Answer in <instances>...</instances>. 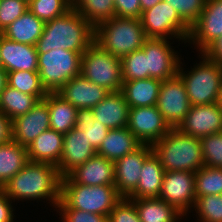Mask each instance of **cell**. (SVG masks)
Wrapping results in <instances>:
<instances>
[{"mask_svg": "<svg viewBox=\"0 0 222 222\" xmlns=\"http://www.w3.org/2000/svg\"><path fill=\"white\" fill-rule=\"evenodd\" d=\"M28 162L26 147L13 140L0 144V189Z\"/></svg>", "mask_w": 222, "mask_h": 222, "instance_id": "obj_30", "label": "cell"}, {"mask_svg": "<svg viewBox=\"0 0 222 222\" xmlns=\"http://www.w3.org/2000/svg\"><path fill=\"white\" fill-rule=\"evenodd\" d=\"M97 151L90 145L85 131L75 127L64 135L63 151L57 169L62 177L92 158Z\"/></svg>", "mask_w": 222, "mask_h": 222, "instance_id": "obj_18", "label": "cell"}, {"mask_svg": "<svg viewBox=\"0 0 222 222\" xmlns=\"http://www.w3.org/2000/svg\"><path fill=\"white\" fill-rule=\"evenodd\" d=\"M176 10L180 18L191 28L198 20L206 0H164Z\"/></svg>", "mask_w": 222, "mask_h": 222, "instance_id": "obj_40", "label": "cell"}, {"mask_svg": "<svg viewBox=\"0 0 222 222\" xmlns=\"http://www.w3.org/2000/svg\"><path fill=\"white\" fill-rule=\"evenodd\" d=\"M23 1H25L27 4H29L33 0H23Z\"/></svg>", "mask_w": 222, "mask_h": 222, "instance_id": "obj_51", "label": "cell"}, {"mask_svg": "<svg viewBox=\"0 0 222 222\" xmlns=\"http://www.w3.org/2000/svg\"><path fill=\"white\" fill-rule=\"evenodd\" d=\"M115 16L138 18L141 17V5L139 0H114Z\"/></svg>", "mask_w": 222, "mask_h": 222, "instance_id": "obj_44", "label": "cell"}, {"mask_svg": "<svg viewBox=\"0 0 222 222\" xmlns=\"http://www.w3.org/2000/svg\"><path fill=\"white\" fill-rule=\"evenodd\" d=\"M75 108H94L110 92L87 80L82 74L70 79L57 92Z\"/></svg>", "mask_w": 222, "mask_h": 222, "instance_id": "obj_19", "label": "cell"}, {"mask_svg": "<svg viewBox=\"0 0 222 222\" xmlns=\"http://www.w3.org/2000/svg\"><path fill=\"white\" fill-rule=\"evenodd\" d=\"M177 128L197 138L222 132V108L218 102L190 106L189 112Z\"/></svg>", "mask_w": 222, "mask_h": 222, "instance_id": "obj_15", "label": "cell"}, {"mask_svg": "<svg viewBox=\"0 0 222 222\" xmlns=\"http://www.w3.org/2000/svg\"><path fill=\"white\" fill-rule=\"evenodd\" d=\"M95 28L75 9L45 22L43 33L36 43L38 53L64 49L84 53L93 43Z\"/></svg>", "mask_w": 222, "mask_h": 222, "instance_id": "obj_2", "label": "cell"}, {"mask_svg": "<svg viewBox=\"0 0 222 222\" xmlns=\"http://www.w3.org/2000/svg\"><path fill=\"white\" fill-rule=\"evenodd\" d=\"M203 53L209 59L222 66V36L212 43Z\"/></svg>", "mask_w": 222, "mask_h": 222, "instance_id": "obj_47", "label": "cell"}, {"mask_svg": "<svg viewBox=\"0 0 222 222\" xmlns=\"http://www.w3.org/2000/svg\"><path fill=\"white\" fill-rule=\"evenodd\" d=\"M194 210L196 222H222V194L196 197Z\"/></svg>", "mask_w": 222, "mask_h": 222, "instance_id": "obj_36", "label": "cell"}, {"mask_svg": "<svg viewBox=\"0 0 222 222\" xmlns=\"http://www.w3.org/2000/svg\"><path fill=\"white\" fill-rule=\"evenodd\" d=\"M57 213L61 222H108V216L78 209H56Z\"/></svg>", "mask_w": 222, "mask_h": 222, "instance_id": "obj_43", "label": "cell"}, {"mask_svg": "<svg viewBox=\"0 0 222 222\" xmlns=\"http://www.w3.org/2000/svg\"><path fill=\"white\" fill-rule=\"evenodd\" d=\"M49 129L48 104L42 99L26 114L12 120V140L27 148L39 134Z\"/></svg>", "mask_w": 222, "mask_h": 222, "instance_id": "obj_17", "label": "cell"}, {"mask_svg": "<svg viewBox=\"0 0 222 222\" xmlns=\"http://www.w3.org/2000/svg\"><path fill=\"white\" fill-rule=\"evenodd\" d=\"M120 60L123 82L147 79V55L142 49L135 50Z\"/></svg>", "mask_w": 222, "mask_h": 222, "instance_id": "obj_37", "label": "cell"}, {"mask_svg": "<svg viewBox=\"0 0 222 222\" xmlns=\"http://www.w3.org/2000/svg\"><path fill=\"white\" fill-rule=\"evenodd\" d=\"M61 181L62 176L57 166L29 161L1 189L14 204L17 200L19 203V200L38 202L43 199L49 201L47 204L53 206L55 211L61 200Z\"/></svg>", "mask_w": 222, "mask_h": 222, "instance_id": "obj_1", "label": "cell"}, {"mask_svg": "<svg viewBox=\"0 0 222 222\" xmlns=\"http://www.w3.org/2000/svg\"><path fill=\"white\" fill-rule=\"evenodd\" d=\"M127 127L142 144L149 145H153L171 130L156 105L129 108Z\"/></svg>", "mask_w": 222, "mask_h": 222, "instance_id": "obj_13", "label": "cell"}, {"mask_svg": "<svg viewBox=\"0 0 222 222\" xmlns=\"http://www.w3.org/2000/svg\"><path fill=\"white\" fill-rule=\"evenodd\" d=\"M141 5V12L146 11L152 7H154L161 0H139Z\"/></svg>", "mask_w": 222, "mask_h": 222, "instance_id": "obj_48", "label": "cell"}, {"mask_svg": "<svg viewBox=\"0 0 222 222\" xmlns=\"http://www.w3.org/2000/svg\"><path fill=\"white\" fill-rule=\"evenodd\" d=\"M82 54L64 49L38 53V73L47 92H57L70 79L81 74Z\"/></svg>", "mask_w": 222, "mask_h": 222, "instance_id": "obj_7", "label": "cell"}, {"mask_svg": "<svg viewBox=\"0 0 222 222\" xmlns=\"http://www.w3.org/2000/svg\"><path fill=\"white\" fill-rule=\"evenodd\" d=\"M81 74L109 92L121 91V60L93 43L81 56Z\"/></svg>", "mask_w": 222, "mask_h": 222, "instance_id": "obj_8", "label": "cell"}, {"mask_svg": "<svg viewBox=\"0 0 222 222\" xmlns=\"http://www.w3.org/2000/svg\"><path fill=\"white\" fill-rule=\"evenodd\" d=\"M165 170L154 152L144 161L136 189L128 199L158 198Z\"/></svg>", "mask_w": 222, "mask_h": 222, "instance_id": "obj_24", "label": "cell"}, {"mask_svg": "<svg viewBox=\"0 0 222 222\" xmlns=\"http://www.w3.org/2000/svg\"><path fill=\"white\" fill-rule=\"evenodd\" d=\"M186 88L181 78L162 81L156 107L171 128H177L190 109Z\"/></svg>", "mask_w": 222, "mask_h": 222, "instance_id": "obj_12", "label": "cell"}, {"mask_svg": "<svg viewBox=\"0 0 222 222\" xmlns=\"http://www.w3.org/2000/svg\"><path fill=\"white\" fill-rule=\"evenodd\" d=\"M45 22L27 10L8 26L2 35L9 40L35 46L43 33Z\"/></svg>", "mask_w": 222, "mask_h": 222, "instance_id": "obj_28", "label": "cell"}, {"mask_svg": "<svg viewBox=\"0 0 222 222\" xmlns=\"http://www.w3.org/2000/svg\"><path fill=\"white\" fill-rule=\"evenodd\" d=\"M201 59L185 70L184 58L180 60L177 75L183 81L191 106L208 105L218 102L222 84V66L199 53ZM183 60V63H182Z\"/></svg>", "mask_w": 222, "mask_h": 222, "instance_id": "obj_6", "label": "cell"}, {"mask_svg": "<svg viewBox=\"0 0 222 222\" xmlns=\"http://www.w3.org/2000/svg\"><path fill=\"white\" fill-rule=\"evenodd\" d=\"M72 8L94 28L115 17L114 0H72Z\"/></svg>", "mask_w": 222, "mask_h": 222, "instance_id": "obj_32", "label": "cell"}, {"mask_svg": "<svg viewBox=\"0 0 222 222\" xmlns=\"http://www.w3.org/2000/svg\"><path fill=\"white\" fill-rule=\"evenodd\" d=\"M44 100L48 104L50 129L65 135L75 127L77 108L56 92H48Z\"/></svg>", "mask_w": 222, "mask_h": 222, "instance_id": "obj_29", "label": "cell"}, {"mask_svg": "<svg viewBox=\"0 0 222 222\" xmlns=\"http://www.w3.org/2000/svg\"><path fill=\"white\" fill-rule=\"evenodd\" d=\"M40 99L8 85L0 95V110L11 120L26 114Z\"/></svg>", "mask_w": 222, "mask_h": 222, "instance_id": "obj_31", "label": "cell"}, {"mask_svg": "<svg viewBox=\"0 0 222 222\" xmlns=\"http://www.w3.org/2000/svg\"><path fill=\"white\" fill-rule=\"evenodd\" d=\"M152 147L165 171L195 173L205 165L200 138L185 134L178 128H171Z\"/></svg>", "mask_w": 222, "mask_h": 222, "instance_id": "obj_3", "label": "cell"}, {"mask_svg": "<svg viewBox=\"0 0 222 222\" xmlns=\"http://www.w3.org/2000/svg\"><path fill=\"white\" fill-rule=\"evenodd\" d=\"M7 85L22 93L34 95L40 100L44 99L48 93L41 83L38 72H7Z\"/></svg>", "mask_w": 222, "mask_h": 222, "instance_id": "obj_34", "label": "cell"}, {"mask_svg": "<svg viewBox=\"0 0 222 222\" xmlns=\"http://www.w3.org/2000/svg\"><path fill=\"white\" fill-rule=\"evenodd\" d=\"M222 36V0H206L203 12L191 27L188 46L191 43L196 52L203 53Z\"/></svg>", "mask_w": 222, "mask_h": 222, "instance_id": "obj_14", "label": "cell"}, {"mask_svg": "<svg viewBox=\"0 0 222 222\" xmlns=\"http://www.w3.org/2000/svg\"><path fill=\"white\" fill-rule=\"evenodd\" d=\"M7 85V72L0 68V95Z\"/></svg>", "mask_w": 222, "mask_h": 222, "instance_id": "obj_49", "label": "cell"}, {"mask_svg": "<svg viewBox=\"0 0 222 222\" xmlns=\"http://www.w3.org/2000/svg\"><path fill=\"white\" fill-rule=\"evenodd\" d=\"M2 33H0V35H1ZM0 68H2V63H1V59H0Z\"/></svg>", "mask_w": 222, "mask_h": 222, "instance_id": "obj_52", "label": "cell"}, {"mask_svg": "<svg viewBox=\"0 0 222 222\" xmlns=\"http://www.w3.org/2000/svg\"><path fill=\"white\" fill-rule=\"evenodd\" d=\"M152 153V145L143 144L114 162V186L122 197H128L136 189L143 163Z\"/></svg>", "mask_w": 222, "mask_h": 222, "instance_id": "obj_16", "label": "cell"}, {"mask_svg": "<svg viewBox=\"0 0 222 222\" xmlns=\"http://www.w3.org/2000/svg\"><path fill=\"white\" fill-rule=\"evenodd\" d=\"M141 222H180L185 217L173 205L160 198L130 199Z\"/></svg>", "mask_w": 222, "mask_h": 222, "instance_id": "obj_27", "label": "cell"}, {"mask_svg": "<svg viewBox=\"0 0 222 222\" xmlns=\"http://www.w3.org/2000/svg\"><path fill=\"white\" fill-rule=\"evenodd\" d=\"M146 39L138 18L115 16L95 27L94 43L119 59L141 49Z\"/></svg>", "mask_w": 222, "mask_h": 222, "instance_id": "obj_5", "label": "cell"}, {"mask_svg": "<svg viewBox=\"0 0 222 222\" xmlns=\"http://www.w3.org/2000/svg\"><path fill=\"white\" fill-rule=\"evenodd\" d=\"M158 198L173 205L187 218L196 201L195 173L179 170L165 171Z\"/></svg>", "mask_w": 222, "mask_h": 222, "instance_id": "obj_11", "label": "cell"}, {"mask_svg": "<svg viewBox=\"0 0 222 222\" xmlns=\"http://www.w3.org/2000/svg\"><path fill=\"white\" fill-rule=\"evenodd\" d=\"M164 38H147L141 48L147 55V78L161 81L177 75L181 55L171 46L173 42Z\"/></svg>", "mask_w": 222, "mask_h": 222, "instance_id": "obj_10", "label": "cell"}, {"mask_svg": "<svg viewBox=\"0 0 222 222\" xmlns=\"http://www.w3.org/2000/svg\"><path fill=\"white\" fill-rule=\"evenodd\" d=\"M218 103L220 104V107L222 108V84H221V89H220Z\"/></svg>", "mask_w": 222, "mask_h": 222, "instance_id": "obj_50", "label": "cell"}, {"mask_svg": "<svg viewBox=\"0 0 222 222\" xmlns=\"http://www.w3.org/2000/svg\"><path fill=\"white\" fill-rule=\"evenodd\" d=\"M0 59L6 72H38V52L36 46L22 44L0 35Z\"/></svg>", "mask_w": 222, "mask_h": 222, "instance_id": "obj_20", "label": "cell"}, {"mask_svg": "<svg viewBox=\"0 0 222 222\" xmlns=\"http://www.w3.org/2000/svg\"><path fill=\"white\" fill-rule=\"evenodd\" d=\"M72 8V0H33L28 10L44 22L64 15Z\"/></svg>", "mask_w": 222, "mask_h": 222, "instance_id": "obj_38", "label": "cell"}, {"mask_svg": "<svg viewBox=\"0 0 222 222\" xmlns=\"http://www.w3.org/2000/svg\"><path fill=\"white\" fill-rule=\"evenodd\" d=\"M205 166L222 168V132L200 138Z\"/></svg>", "mask_w": 222, "mask_h": 222, "instance_id": "obj_39", "label": "cell"}, {"mask_svg": "<svg viewBox=\"0 0 222 222\" xmlns=\"http://www.w3.org/2000/svg\"><path fill=\"white\" fill-rule=\"evenodd\" d=\"M28 10L23 0H0V33Z\"/></svg>", "mask_w": 222, "mask_h": 222, "instance_id": "obj_41", "label": "cell"}, {"mask_svg": "<svg viewBox=\"0 0 222 222\" xmlns=\"http://www.w3.org/2000/svg\"><path fill=\"white\" fill-rule=\"evenodd\" d=\"M74 183L88 186L114 185V162L95 154L67 175Z\"/></svg>", "mask_w": 222, "mask_h": 222, "instance_id": "obj_21", "label": "cell"}, {"mask_svg": "<svg viewBox=\"0 0 222 222\" xmlns=\"http://www.w3.org/2000/svg\"><path fill=\"white\" fill-rule=\"evenodd\" d=\"M95 120L109 129L127 127L129 105L121 91L110 92L99 104L92 108Z\"/></svg>", "mask_w": 222, "mask_h": 222, "instance_id": "obj_22", "label": "cell"}, {"mask_svg": "<svg viewBox=\"0 0 222 222\" xmlns=\"http://www.w3.org/2000/svg\"><path fill=\"white\" fill-rule=\"evenodd\" d=\"M142 145L128 127L110 129L98 148L97 154L115 162L126 154L136 151Z\"/></svg>", "mask_w": 222, "mask_h": 222, "instance_id": "obj_25", "label": "cell"}, {"mask_svg": "<svg viewBox=\"0 0 222 222\" xmlns=\"http://www.w3.org/2000/svg\"><path fill=\"white\" fill-rule=\"evenodd\" d=\"M108 222H141L136 205L123 197L108 215Z\"/></svg>", "mask_w": 222, "mask_h": 222, "instance_id": "obj_42", "label": "cell"}, {"mask_svg": "<svg viewBox=\"0 0 222 222\" xmlns=\"http://www.w3.org/2000/svg\"><path fill=\"white\" fill-rule=\"evenodd\" d=\"M75 128L85 131L88 142H90V145H92L96 151L110 130L108 127L95 120L91 108H80L77 110Z\"/></svg>", "mask_w": 222, "mask_h": 222, "instance_id": "obj_33", "label": "cell"}, {"mask_svg": "<svg viewBox=\"0 0 222 222\" xmlns=\"http://www.w3.org/2000/svg\"><path fill=\"white\" fill-rule=\"evenodd\" d=\"M64 135L49 129L39 134L27 147L28 160L57 166L63 151Z\"/></svg>", "mask_w": 222, "mask_h": 222, "instance_id": "obj_23", "label": "cell"}, {"mask_svg": "<svg viewBox=\"0 0 222 222\" xmlns=\"http://www.w3.org/2000/svg\"><path fill=\"white\" fill-rule=\"evenodd\" d=\"M147 38H164L183 42L188 41L191 28L180 18L164 0L143 11L140 17Z\"/></svg>", "mask_w": 222, "mask_h": 222, "instance_id": "obj_9", "label": "cell"}, {"mask_svg": "<svg viewBox=\"0 0 222 222\" xmlns=\"http://www.w3.org/2000/svg\"><path fill=\"white\" fill-rule=\"evenodd\" d=\"M14 212L13 201L0 189V222H14V218H16Z\"/></svg>", "mask_w": 222, "mask_h": 222, "instance_id": "obj_45", "label": "cell"}, {"mask_svg": "<svg viewBox=\"0 0 222 222\" xmlns=\"http://www.w3.org/2000/svg\"><path fill=\"white\" fill-rule=\"evenodd\" d=\"M122 198L114 185L88 186L74 183L64 176L61 181V200L56 209H78L108 216Z\"/></svg>", "mask_w": 222, "mask_h": 222, "instance_id": "obj_4", "label": "cell"}, {"mask_svg": "<svg viewBox=\"0 0 222 222\" xmlns=\"http://www.w3.org/2000/svg\"><path fill=\"white\" fill-rule=\"evenodd\" d=\"M12 140V120L0 110V144Z\"/></svg>", "mask_w": 222, "mask_h": 222, "instance_id": "obj_46", "label": "cell"}, {"mask_svg": "<svg viewBox=\"0 0 222 222\" xmlns=\"http://www.w3.org/2000/svg\"><path fill=\"white\" fill-rule=\"evenodd\" d=\"M162 81L154 78L123 82L121 92L129 108L149 107L157 103Z\"/></svg>", "mask_w": 222, "mask_h": 222, "instance_id": "obj_26", "label": "cell"}, {"mask_svg": "<svg viewBox=\"0 0 222 222\" xmlns=\"http://www.w3.org/2000/svg\"><path fill=\"white\" fill-rule=\"evenodd\" d=\"M211 194H222V168L204 165L195 172V195Z\"/></svg>", "mask_w": 222, "mask_h": 222, "instance_id": "obj_35", "label": "cell"}]
</instances>
